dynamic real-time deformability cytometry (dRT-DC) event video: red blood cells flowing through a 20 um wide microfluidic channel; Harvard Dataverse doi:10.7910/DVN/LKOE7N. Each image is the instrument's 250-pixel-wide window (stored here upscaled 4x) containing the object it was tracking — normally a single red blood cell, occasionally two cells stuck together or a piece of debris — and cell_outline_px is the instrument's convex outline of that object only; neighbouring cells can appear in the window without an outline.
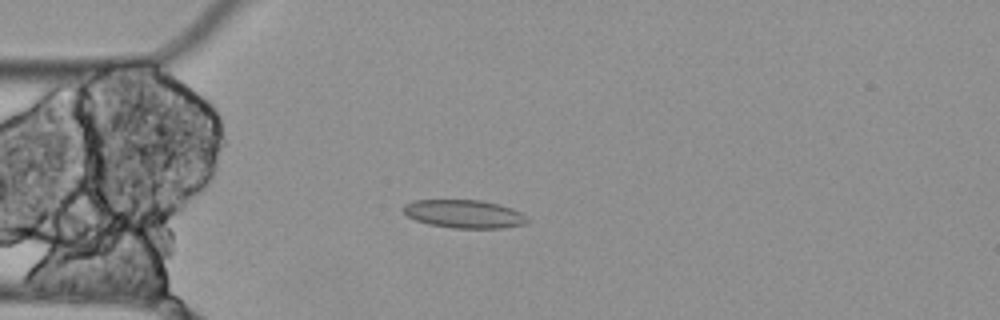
{"species": "Egyptian fruit bat (a non-hibernating species)", "species_latin": "Rousettus aegyptiacus", "temperature_condition": "cold", "stored_images_in_passage": 3, "camera_frame_rate_fps": 3000, "um_per_image_px": 0.085, "animal": {"sex": "female"}, "frame": {"image": 1, "passage_image": 3, "time_ms": 0.667, "image_size_px": [1000, 320], "cell_outline_px": [[532, 220], [528, 224], [504, 228], [452, 228], [428, 224], [416, 220], [408, 216], [400, 208], [404, 204], [412, 200], [480, 200], [500, 204], [512, 208], [528, 216]], "centroid_in_image_um": [39.5, 18.19], "position_along_channel_um": 45.5, "area_um2": 20.81}}